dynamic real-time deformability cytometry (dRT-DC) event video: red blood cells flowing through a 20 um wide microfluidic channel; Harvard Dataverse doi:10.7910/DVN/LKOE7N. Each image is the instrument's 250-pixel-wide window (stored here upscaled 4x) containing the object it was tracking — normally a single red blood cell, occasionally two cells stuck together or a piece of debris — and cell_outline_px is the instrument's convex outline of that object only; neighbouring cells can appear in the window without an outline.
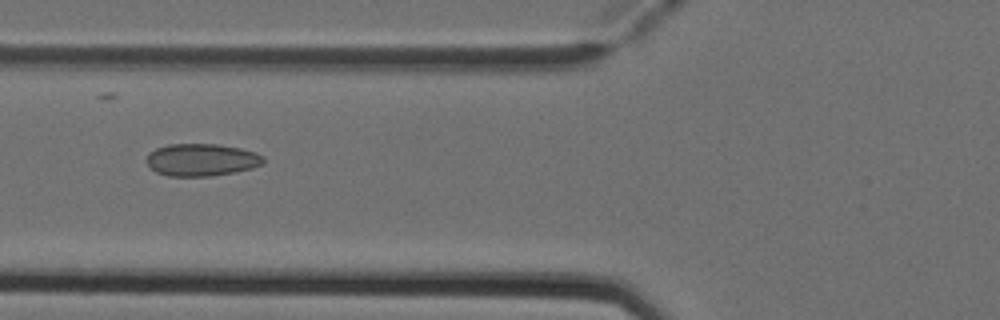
{"species": "Egyptian fruit bat (a non-hibernating species)", "species_latin": "Rousettus aegyptiacus", "temperature_condition": "cold", "stored_images_in_passage": 7, "camera_frame_rate_fps": 3000, "um_per_image_px": 0.085, "animal": {"sex": "female"}, "frame": {"image": 1, "passage_image": 5, "time_ms": 1.333, "image_size_px": [1000, 320], "cell_outline_px": [[264, 160], [260, 164], [252, 168], [232, 172], [208, 176], [168, 176], [156, 172], [144, 160], [148, 152], [156, 148], [168, 144], [216, 144], [240, 148], [256, 152], [264, 156]], "centroid_in_image_um": [17.08, 13.57], "position_along_channel_um": 108.7, "area_um2": 22.02}}
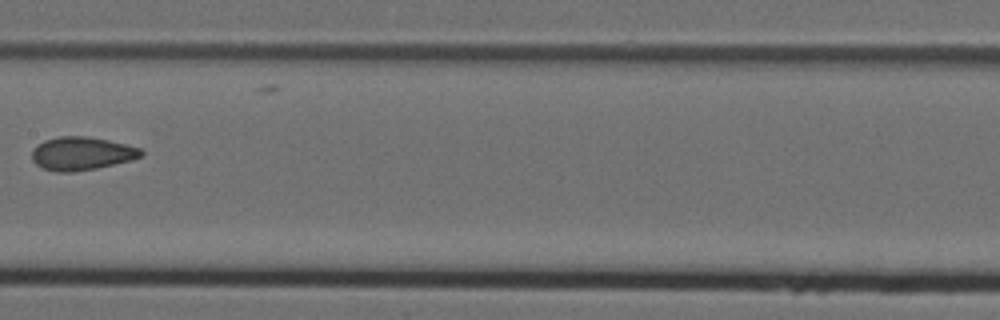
{"frame": {"image": 2, "passage_image": 7, "time_ms": 2.0, "image_size_px": [1000, 320], "cell_outline_px": [[144, 156], [132, 160], [96, 168], [72, 172], [56, 172], [44, 168], [36, 164], [32, 160], [32, 148], [44, 140], [60, 136], [88, 136], [108, 140], [140, 148], [144, 152]], "centroid_in_image_um": [6.94, 13.04], "position_along_channel_um": 200.5, "area_um2": 21.21}}